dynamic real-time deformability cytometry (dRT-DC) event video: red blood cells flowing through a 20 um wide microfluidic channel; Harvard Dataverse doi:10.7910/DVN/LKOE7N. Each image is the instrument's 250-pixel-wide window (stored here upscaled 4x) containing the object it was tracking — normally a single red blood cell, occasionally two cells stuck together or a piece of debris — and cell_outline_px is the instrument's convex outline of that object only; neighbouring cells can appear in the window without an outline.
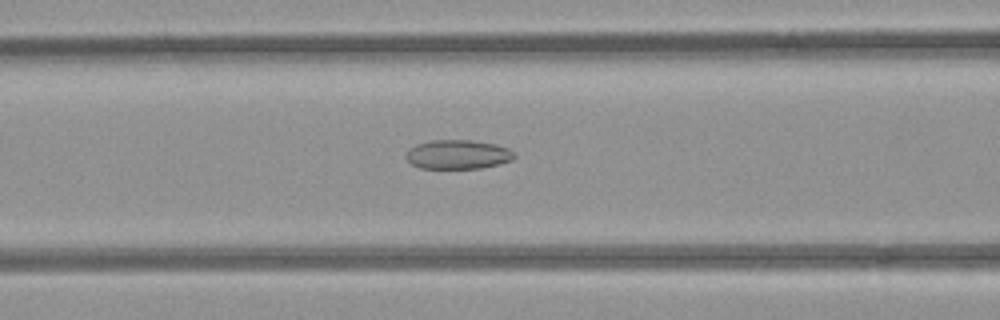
{"species": "common noctule bat (a hibernating species)", "species_latin": "Nyctalus noctula", "temperature_condition": "room temperature", "stored_images_in_passage": 53, "camera_frame_rate_fps": 3000, "um_per_image_px": 0.085, "animal": {"sex": "female", "body_mass_g": 21.9}, "frame": {"image": 1, "passage_image": 22, "time_ms": 7.0, "image_size_px": [1000, 320], "cell_outline_px": [[516, 156], [512, 160], [500, 164], [480, 168], [420, 168], [412, 164], [404, 156], [408, 148], [416, 144], [432, 140], [468, 140], [496, 144], [508, 148]], "centroid_in_image_um": [38.89, 13.13], "position_along_channel_um": 127.7, "area_um2": 18.44}}
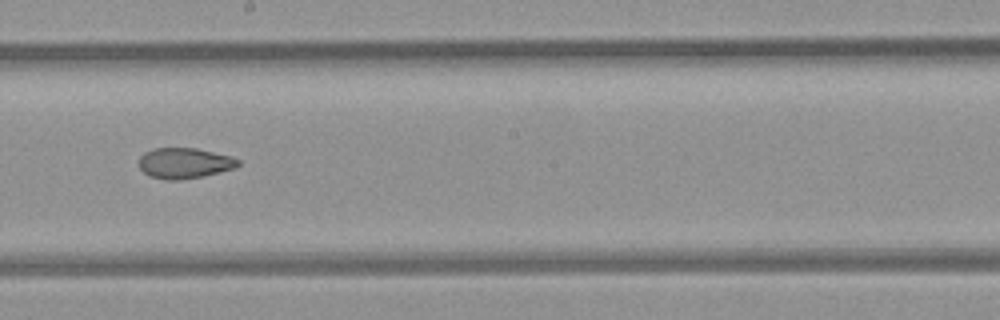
{"frame": {"image": 2, "passage_image": 30, "time_ms": 9.667, "image_size_px": [1000, 320], "cell_outline_px": [[240, 164], [236, 168], [204, 176], [180, 180], [164, 180], [148, 176], [140, 168], [140, 156], [144, 152], [152, 148], [196, 148], [232, 156], [240, 160]], "centroid_in_image_um": [15.69, 13.87], "position_along_channel_um": 232.5, "area_um2": 17.92}}
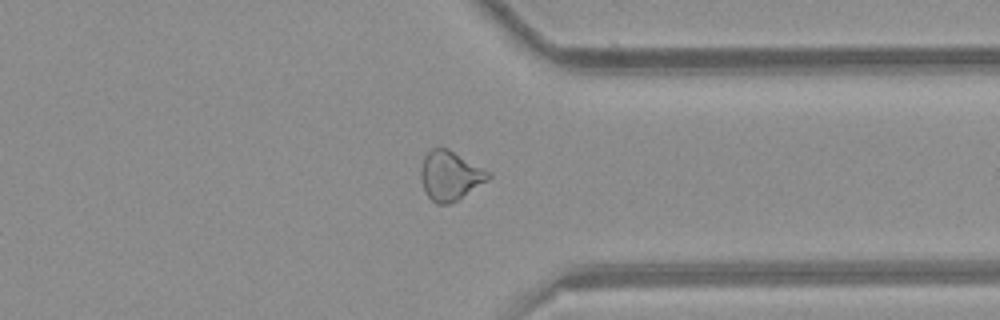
{"frame": {"image": 3, "passage_image": 41, "time_ms": 13.333, "image_size_px": [1000, 320], "cell_outline_px": [[492, 176], [488, 180], [456, 200], [448, 204], [436, 204], [428, 196], [420, 180], [420, 168], [424, 156], [432, 148], [448, 148], [492, 172]], "centroid_in_image_um": [38.26, 14.91], "position_along_channel_um": 373.1, "area_um2": 19.42}, "authors_computed_cell_mechanics": {"area_um2": 20.3456, "velocity_mm_per_s": 3.9305, "shape_relaxation_time_tau1_ms": null, "shape_relaxation_time_tau2_ms": 2.7292, "deformation_change_tau1": null, "deformation_change_tau2": 0.0863}}